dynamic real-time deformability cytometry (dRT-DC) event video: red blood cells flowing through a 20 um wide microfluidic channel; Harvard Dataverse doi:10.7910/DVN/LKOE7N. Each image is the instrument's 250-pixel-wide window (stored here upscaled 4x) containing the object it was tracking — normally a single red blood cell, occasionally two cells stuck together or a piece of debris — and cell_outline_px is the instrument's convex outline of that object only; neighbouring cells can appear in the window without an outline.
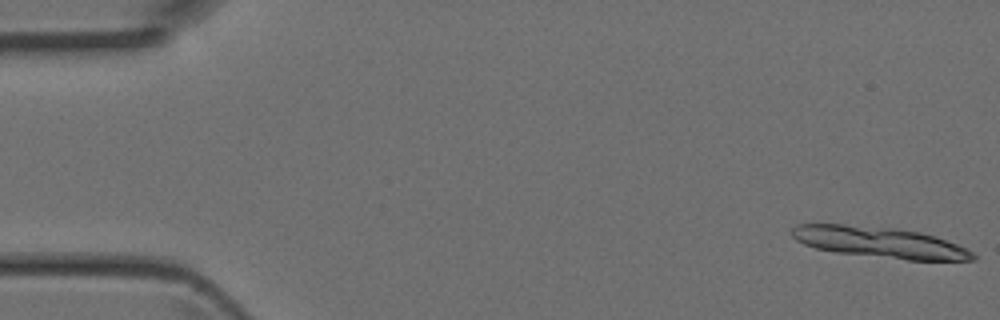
{"species": "Egyptian fruit bat (a non-hibernating species)", "species_latin": "Rousettus aegyptiacus", "temperature_condition": "room temperature", "stored_images_in_passage": 7, "camera_frame_rate_fps": 3000, "um_per_image_px": 0.085, "animal": {"sex": "female"}, "frame": {"image": 1, "passage_image": 1, "time_ms": 0.0, "image_size_px": [1000, 320], "cell_outline_px": [[976, 260], [908, 260], [836, 252], [816, 248], [804, 244], [796, 240], [792, 236], [792, 228], [796, 224], [840, 224], [892, 228], [920, 232], [936, 236], [968, 248], [976, 256]], "centroid_in_image_um": [74.8, 20.6], "position_along_channel_um": 10.2, "area_um2": 32.48}}
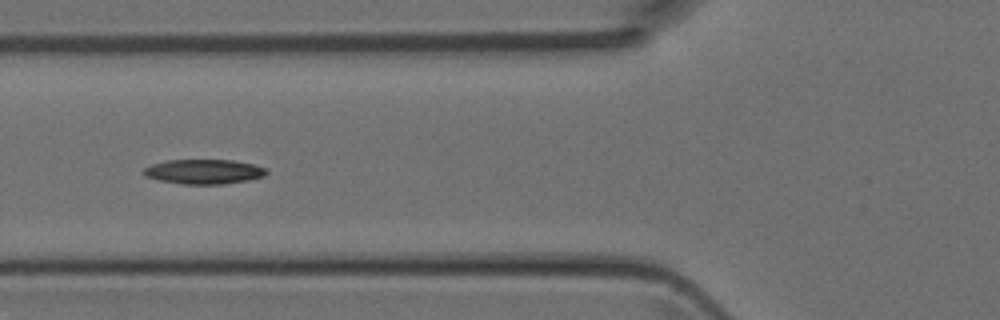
{"frame": {"image": 2, "passage_image": 6, "time_ms": 1.667, "image_size_px": [1000, 320], "cell_outline_px": [[268, 172], [264, 176], [248, 180], [224, 184], [184, 184], [160, 180], [144, 176], [140, 172], [144, 168], [152, 164], [168, 160], [232, 160], [252, 164], [264, 168]], "centroid_in_image_um": [17.29, 14.59], "position_along_channel_um": 108.5, "area_um2": 17.57}}
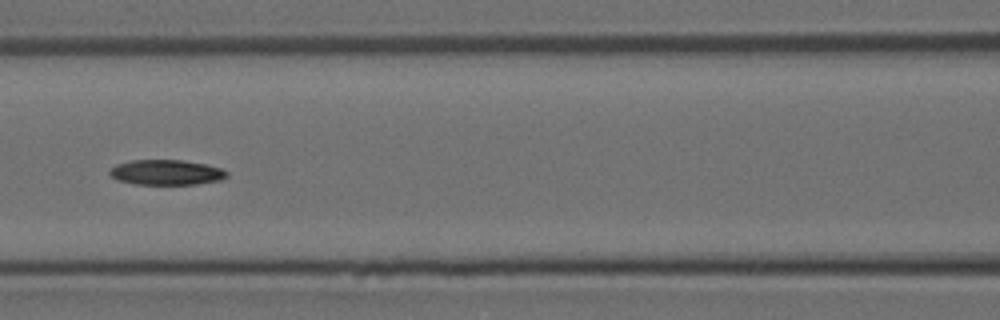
{"frame": {"image": 3, "passage_image": 7, "time_ms": 2.0, "image_size_px": [1000, 320], "cell_outline_px": [[228, 176], [220, 180], [196, 184], [132, 184], [116, 180], [108, 172], [116, 164], [132, 160], [180, 160], [204, 164], [220, 168], [228, 172]], "centroid_in_image_um": [14.11, 14.66], "position_along_channel_um": 152.5, "area_um2": 17.11}}